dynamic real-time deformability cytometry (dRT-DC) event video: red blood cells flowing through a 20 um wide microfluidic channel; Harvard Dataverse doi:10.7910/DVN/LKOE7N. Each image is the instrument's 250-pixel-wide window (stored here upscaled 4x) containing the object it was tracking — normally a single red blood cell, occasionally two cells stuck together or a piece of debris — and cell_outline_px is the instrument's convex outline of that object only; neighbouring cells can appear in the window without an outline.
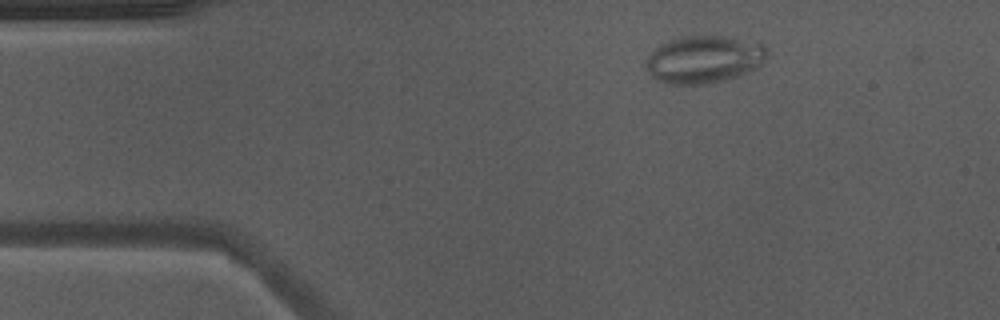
{"species": "Egyptian fruit bat (a non-hibernating species)", "species_latin": "Rousettus aegyptiacus", "temperature_condition": "warm", "stored_images_in_passage": 51, "camera_frame_rate_fps": 3000, "um_per_image_px": 0.085, "animal": {"sex": "male"}, "frame": {"image": 1, "passage_image": 8, "time_ms": 2.333, "image_size_px": [1000, 320], "cell_outline_px": [[768, 52], [764, 60], [756, 68], [736, 76], [724, 80], [704, 84], [664, 84], [656, 80], [648, 72], [648, 56], [660, 44], [668, 40], [680, 36], [732, 36], [760, 40], [764, 44]], "centroid_in_image_um": [59.89, 5.02], "position_along_channel_um": 25.1, "area_um2": 33.87}}
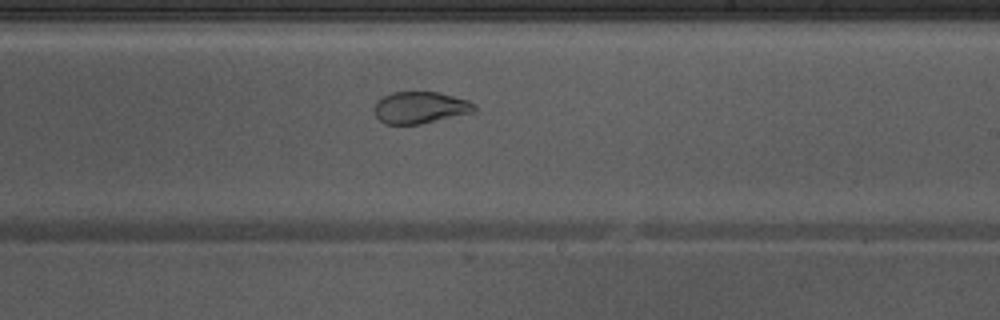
{"frame": {"image": 2, "passage_image": 30, "time_ms": 9.667, "image_size_px": [1000, 320], "cell_outline_px": [[476, 112], [420, 124], [384, 124], [376, 116], [372, 108], [376, 100], [392, 92], [440, 92], [468, 100], [476, 104]], "centroid_in_image_um": [35.72, 9.14], "position_along_channel_um": 253.3, "area_um2": 18.84}, "authors_computed_cell_mechanics": {"area_um2": 25.7788, "velocity_mm_per_s": 3.9507, "shape_relaxation_time_tau1_ms": null, "shape_relaxation_time_tau2_ms": 0.9903, "deformation_change_tau1": null, "deformation_change_tau2": 0.0621}}